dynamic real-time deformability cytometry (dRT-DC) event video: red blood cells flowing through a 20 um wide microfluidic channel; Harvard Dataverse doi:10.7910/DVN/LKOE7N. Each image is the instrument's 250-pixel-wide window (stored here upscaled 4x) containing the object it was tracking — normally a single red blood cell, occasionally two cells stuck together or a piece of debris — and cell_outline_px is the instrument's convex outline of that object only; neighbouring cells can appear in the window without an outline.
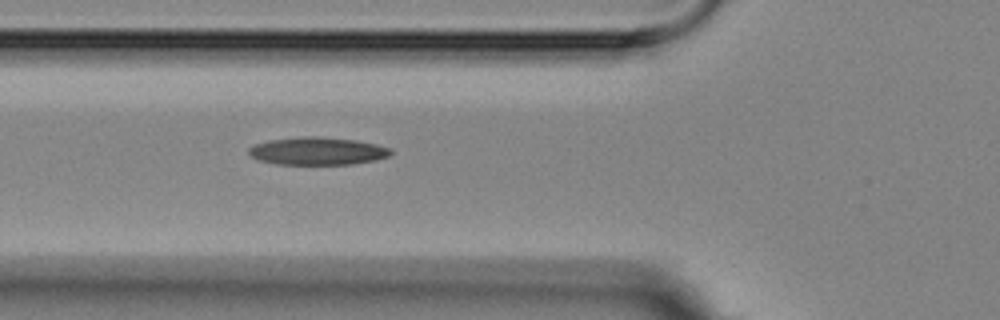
{"species": "Egyptian fruit bat (a non-hibernating species)", "species_latin": "Rousettus aegyptiacus", "temperature_condition": "room temperature", "stored_images_in_passage": 6, "camera_frame_rate_fps": 3000, "um_per_image_px": 0.085, "animal": {"sex": "female"}, "frame": {"image": 1, "passage_image": 6, "time_ms": 6.333, "image_size_px": [1000, 320], "cell_outline_px": [[392, 156], [376, 160], [352, 164], [276, 164], [260, 160], [252, 156], [248, 152], [248, 148], [256, 144], [268, 140], [304, 136], [320, 136], [356, 140], [376, 144], [392, 148]], "centroid_in_image_um": [27.04, 12.83], "position_along_channel_um": 98.8, "area_um2": 23.06}}